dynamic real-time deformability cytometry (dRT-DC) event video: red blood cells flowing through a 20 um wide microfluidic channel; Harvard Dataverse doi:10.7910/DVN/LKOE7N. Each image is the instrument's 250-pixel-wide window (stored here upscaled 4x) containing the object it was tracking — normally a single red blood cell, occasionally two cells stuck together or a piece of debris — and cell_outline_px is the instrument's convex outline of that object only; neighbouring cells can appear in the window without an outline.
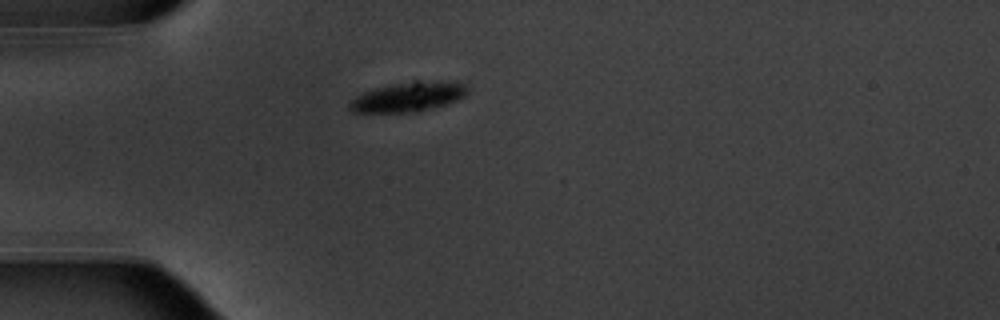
{"species": "common noctule bat (a hibernating species)", "species_latin": "Nyctalus noctula", "temperature_condition": "warm", "stored_images_in_passage": 7, "camera_frame_rate_fps": 3000, "um_per_image_px": 0.085, "animal": {"sex": "male", "body_mass_g": 20.1, "forearm_length_mm": 53.5}, "frame": {"image": 1, "passage_image": 1, "time_ms": 0.0, "image_size_px": [1000, 320], "cell_outline_px": [[468, 92], [464, 96], [448, 104], [416, 112], [352, 112], [348, 108], [348, 104], [356, 96], [364, 92], [376, 88], [392, 84], [412, 80], [456, 80], [464, 84], [468, 88]], "centroid_in_image_um": [34.76, 8.2], "position_along_channel_um": 50.2, "area_um2": 20.75}}
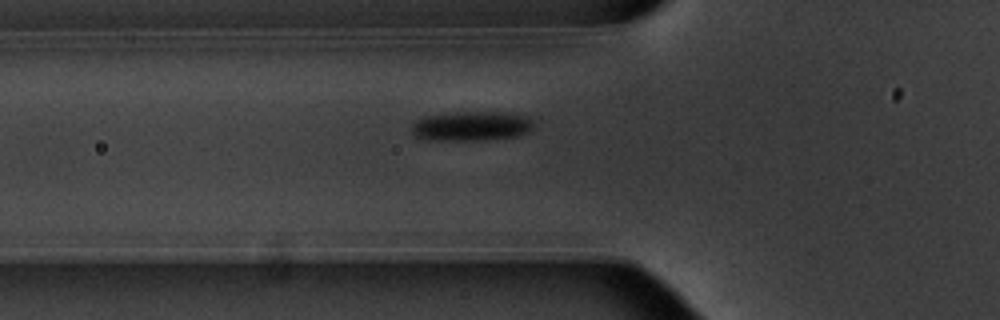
{"frame": {"image": 2, "passage_image": 5, "time_ms": 1.333, "image_size_px": [1000, 320], "cell_outline_px": [[536, 128], [520, 136], [484, 140], [424, 140], [412, 136], [408, 128], [408, 124], [412, 120], [420, 116], [460, 108], [496, 108], [528, 116], [532, 120]], "centroid_in_image_um": [40.0, 10.61], "position_along_channel_um": 85.8, "area_um2": 23.93}}